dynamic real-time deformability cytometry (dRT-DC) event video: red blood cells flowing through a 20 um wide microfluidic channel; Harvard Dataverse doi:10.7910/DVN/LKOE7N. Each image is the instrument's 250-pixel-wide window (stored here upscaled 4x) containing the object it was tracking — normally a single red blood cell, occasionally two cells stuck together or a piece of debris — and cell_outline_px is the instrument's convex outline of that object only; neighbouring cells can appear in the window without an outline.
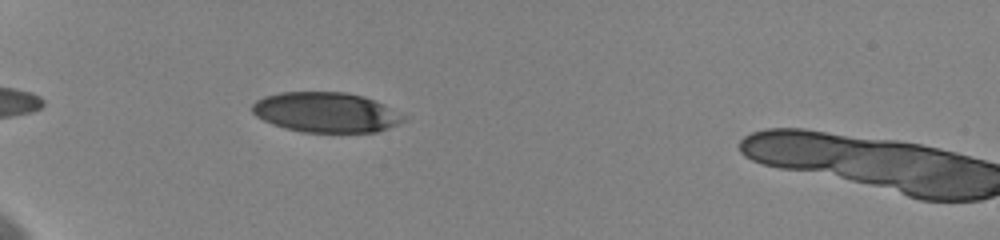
{"species": "human", "species_latin": "Homo sapiens", "temperature_condition": "cold", "stored_images_in_passage": 10, "camera_frame_rate_fps": 3000, "um_per_image_px": 0.085, "donor": {"sex": "female"}, "frame": {"image": 1, "passage_image": 9, "time_ms": 6.667, "image_size_px": [1000, 240], "cell_outline_px": [[408, 120], [388, 128], [376, 132], [304, 132], [284, 128], [272, 124], [256, 116], [252, 112], [252, 104], [256, 100], [264, 96], [280, 92], [344, 92], [364, 96], [384, 104], [408, 116]], "centroid_in_image_um": [27.74, 9.55], "position_along_channel_um": 57.3, "area_um2": 35.6}}